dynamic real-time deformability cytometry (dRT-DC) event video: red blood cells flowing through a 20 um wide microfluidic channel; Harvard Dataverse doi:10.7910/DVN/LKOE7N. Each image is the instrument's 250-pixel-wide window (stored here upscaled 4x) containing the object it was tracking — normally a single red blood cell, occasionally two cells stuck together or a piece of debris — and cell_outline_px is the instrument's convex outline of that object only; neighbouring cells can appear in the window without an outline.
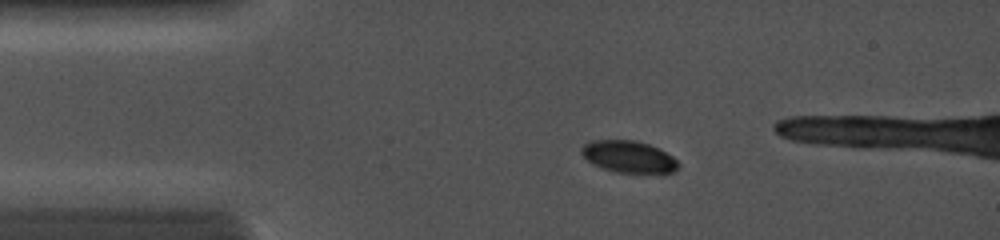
{"species": "common noctule bat (a hibernating species)", "species_latin": "Nyctalus noctula", "temperature_condition": "cold", "stored_images_in_passage": 36, "camera_frame_rate_fps": 5000, "um_per_image_px": 0.085, "animal": {"sex": "female", "body_mass_g": 19.0, "forearm_length_mm": 56.7}, "frame": {"image": 1, "passage_image": 9, "time_ms": 2.8, "image_size_px": [1000, 240], "cell_outline_px": [[680, 164], [672, 172], [664, 176], [616, 172], [592, 164], [580, 152], [580, 148], [584, 144], [592, 140], [636, 140], [648, 144], [672, 156]], "centroid_in_image_um": [53.47, 13.36], "position_along_channel_um": 31.5, "area_um2": 18.44}}
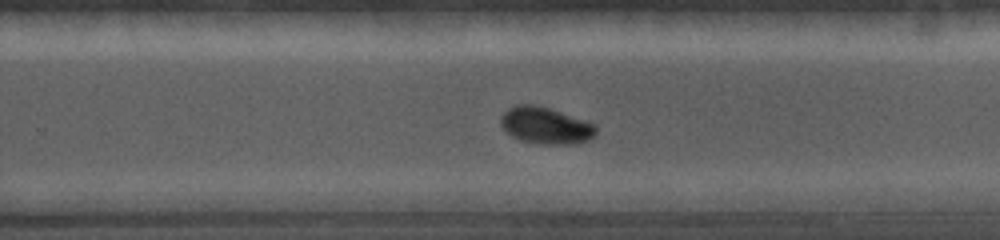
{"frame": {"image": 2, "passage_image": 24, "time_ms": 9.4, "image_size_px": [1000, 240], "cell_outline_px": [[596, 136], [580, 144], [540, 144], [520, 140], [512, 136], [500, 124], [500, 116], [508, 108], [516, 104], [532, 104], [548, 108], [596, 124]], "centroid_in_image_um": [46.39, 10.68], "position_along_channel_um": 283.4, "area_um2": 20.46}}
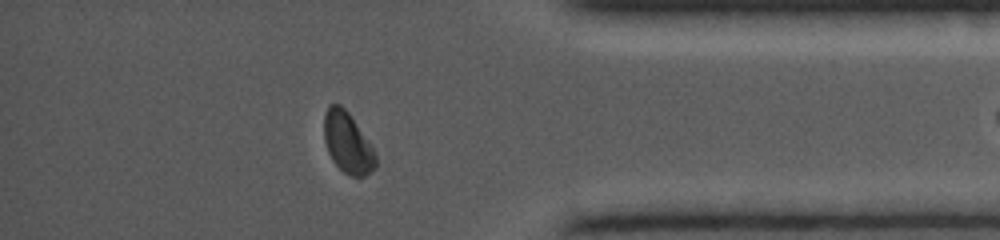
{"frame": {"image": 3, "passage_image": 31, "time_ms": 12.4, "image_size_px": [1000, 240], "cell_outline_px": [[376, 168], [364, 176], [352, 176], [344, 172], [332, 160], [328, 152], [324, 140], [324, 112], [328, 104], [340, 104], [348, 112], [372, 144], [376, 156]], "centroid_in_image_um": [29.55, 12.11], "position_along_channel_um": 405.7, "area_um2": 18.44}}